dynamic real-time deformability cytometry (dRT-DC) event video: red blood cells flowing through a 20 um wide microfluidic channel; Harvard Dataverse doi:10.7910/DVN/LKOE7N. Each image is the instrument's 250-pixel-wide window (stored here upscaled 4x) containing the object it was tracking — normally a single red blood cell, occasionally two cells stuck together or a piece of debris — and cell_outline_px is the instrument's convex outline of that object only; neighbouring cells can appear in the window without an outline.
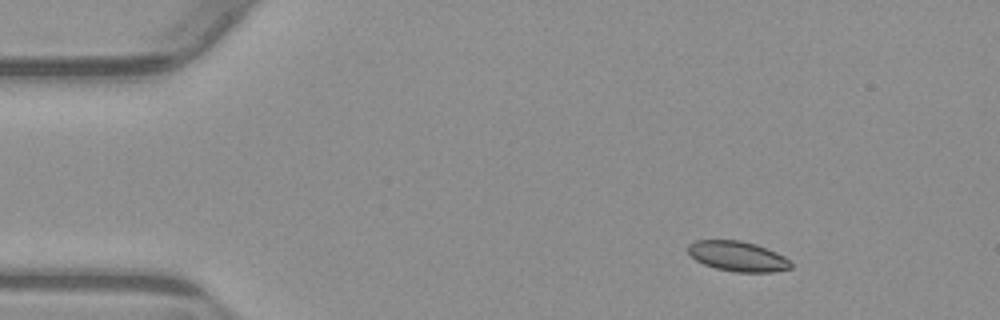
{"species": "common noctule bat (a hibernating species)", "species_latin": "Nyctalus noctula", "temperature_condition": "warm", "stored_images_in_passage": 48, "camera_frame_rate_fps": 3000, "um_per_image_px": 0.085, "animal": {"sex": "male", "body_mass_g": 23.1, "forearm_length_mm": 52.7}, "frame": {"image": 1, "passage_image": 1, "time_ms": 0.0, "image_size_px": [1000, 320], "cell_outline_px": [[792, 268], [772, 272], [736, 272], [716, 268], [704, 264], [696, 260], [688, 252], [688, 244], [696, 240], [740, 240], [756, 244], [776, 252], [784, 256], [792, 264]], "centroid_in_image_um": [62.71, 21.78], "position_along_channel_um": 22.3, "area_um2": 17.98}}
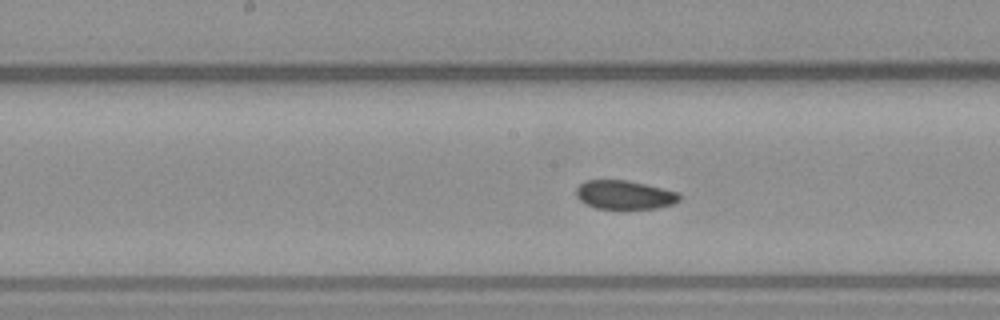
{"frame": {"image": 2, "passage_image": 21, "time_ms": 6.667, "image_size_px": [1000, 320], "cell_outline_px": [[680, 200], [672, 204], [656, 208], [596, 208], [580, 200], [576, 196], [576, 188], [580, 184], [588, 180], [628, 180], [680, 192]], "centroid_in_image_um": [53.1, 16.55], "position_along_channel_um": 195.1, "area_um2": 17.17}}
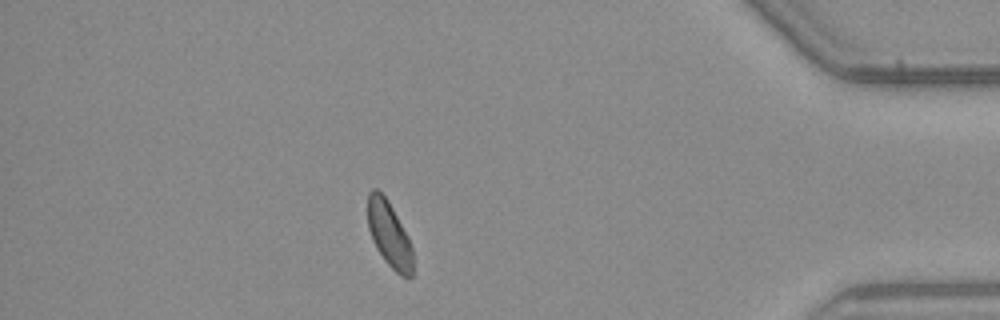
{"frame": {"image": 3, "passage_image": 41, "time_ms": 13.333, "image_size_px": [1000, 320], "cell_outline_px": [[412, 276], [400, 276], [384, 260], [376, 248], [372, 240], [368, 228], [368, 192], [372, 188], [376, 188], [388, 200], [408, 236], [412, 248]], "centroid_in_image_um": [33.06, 19.9], "position_along_channel_um": 402.1, "area_um2": 17.17}, "authors_computed_cell_mechanics": {"area_um2": 17.9758, "velocity_mm_per_s": 3.8012, "shape_relaxation_time_tau1_ms": null, "shape_relaxation_time_tau2_ms": 9.5139, "deformation_change_tau1": null, "deformation_change_tau2": 0.1032}}